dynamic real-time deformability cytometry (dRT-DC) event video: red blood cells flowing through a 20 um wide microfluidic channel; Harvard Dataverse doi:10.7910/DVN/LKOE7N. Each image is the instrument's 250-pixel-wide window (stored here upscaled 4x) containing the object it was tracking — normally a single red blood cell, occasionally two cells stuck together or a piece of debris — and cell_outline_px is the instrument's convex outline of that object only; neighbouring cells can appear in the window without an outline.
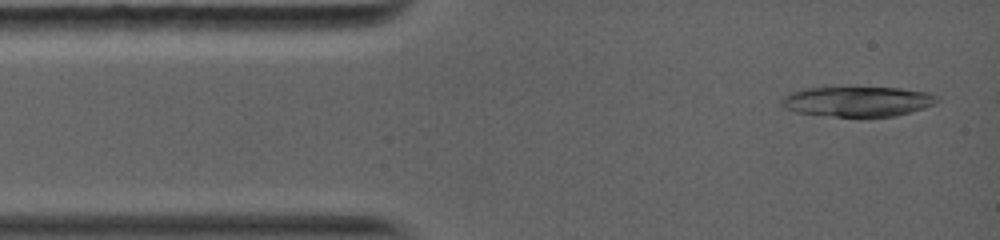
{"species": "common noctule bat (a hibernating species)", "species_latin": "Nyctalus noctula", "temperature_condition": "warm", "stored_images_in_passage": 9, "camera_frame_rate_fps": 5000, "um_per_image_px": 0.085, "animal": {"sex": "female", "body_mass_g": 19.0, "forearm_length_mm": 56.7}, "frame": {"image": 1, "passage_image": 3, "time_ms": 0.4, "image_size_px": [1000, 240], "cell_outline_px": [[940, 100], [924, 108], [896, 116], [868, 120], [860, 120], [796, 112], [784, 108], [780, 104], [780, 100], [788, 92], [804, 88], [900, 88], [928, 92], [940, 96]], "centroid_in_image_um": [72.89, 8.67], "position_along_channel_um": 12.1, "area_um2": 28.38}}